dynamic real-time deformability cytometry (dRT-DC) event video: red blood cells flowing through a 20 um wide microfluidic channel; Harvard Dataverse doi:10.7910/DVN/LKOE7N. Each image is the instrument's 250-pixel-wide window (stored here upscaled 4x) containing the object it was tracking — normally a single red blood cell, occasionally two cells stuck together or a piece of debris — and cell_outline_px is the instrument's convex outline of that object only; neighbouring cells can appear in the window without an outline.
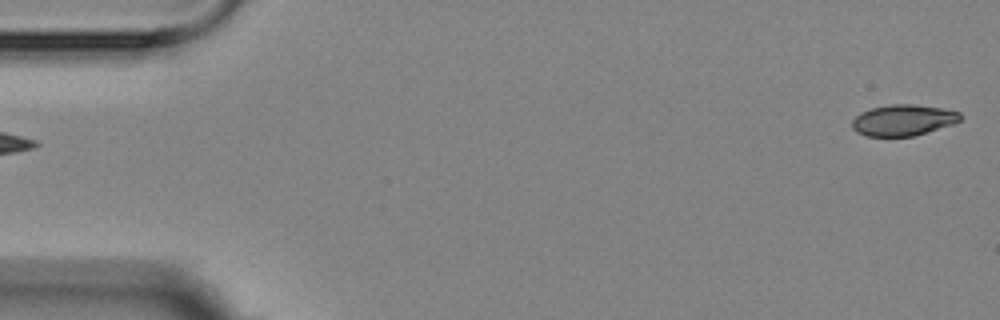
{"species": "Egyptian fruit bat (a non-hibernating species)", "species_latin": "Rousettus aegyptiacus", "temperature_condition": "room temperature", "stored_images_in_passage": 2, "segment_of_instrument_passage": [2, 2], "camera_frame_rate_fps": 3000, "um_per_image_px": 0.085, "animal": {"sex": "female"}, "frame": {"image": 1, "passage_image": 2, "time_ms": 1.333, "image_size_px": [1000, 320], "cell_outline_px": [[960, 120], [952, 124], [912, 136], [864, 136], [856, 132], [852, 128], [852, 120], [860, 112], [872, 108], [892, 104], [912, 104], [940, 108], [960, 112]], "centroid_in_image_um": [76.71, 10.21], "position_along_channel_um": 8.3, "area_um2": 19.36}}